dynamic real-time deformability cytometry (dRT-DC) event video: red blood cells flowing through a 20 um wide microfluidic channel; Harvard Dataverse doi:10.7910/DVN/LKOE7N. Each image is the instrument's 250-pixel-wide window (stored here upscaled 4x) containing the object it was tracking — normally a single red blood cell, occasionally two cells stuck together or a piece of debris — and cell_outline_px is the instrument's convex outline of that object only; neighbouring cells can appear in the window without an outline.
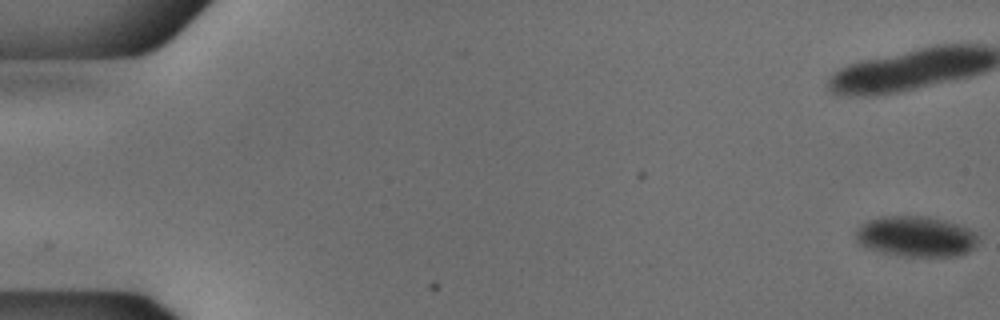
{"species": "common noctule bat (a hibernating species)", "species_latin": "Nyctalus noctula", "temperature_condition": "cold", "stored_images_in_passage": 56, "camera_frame_rate_fps": 3000, "um_per_image_px": 0.085, "animal": {"sex": "male", "body_mass_g": 18.8}, "frame": {"image": 1, "passage_image": 1, "time_ms": 0.0, "image_size_px": [1000, 320], "cell_outline_px": [[980, 240], [968, 252], [960, 256], [904, 256], [884, 252], [868, 248], [860, 244], [856, 240], [856, 228], [860, 224], [868, 220], [880, 216], [928, 216], [944, 220], [968, 228], [976, 232]], "centroid_in_image_um": [77.87, 20.09], "position_along_channel_um": 7.1, "area_um2": 29.07}}
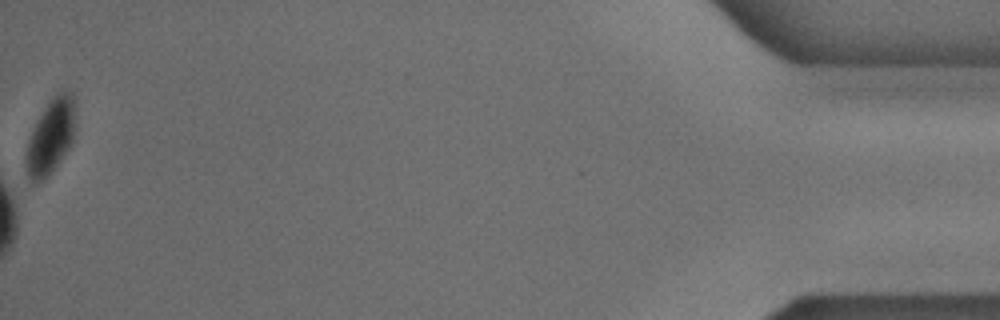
{"frame": {"image": 2, "passage_image": 56, "time_ms": 18.333, "image_size_px": [1000, 320], "cell_outline_px": [[76, 104], [72, 144], [56, 164], [40, 180], [32, 184], [28, 180], [24, 164], [24, 160], [28, 140], [36, 120], [44, 108], [56, 92], [72, 92], [76, 96]], "centroid_in_image_um": [4.3, 11.55], "position_along_channel_um": 430.9, "area_um2": 21.56}}